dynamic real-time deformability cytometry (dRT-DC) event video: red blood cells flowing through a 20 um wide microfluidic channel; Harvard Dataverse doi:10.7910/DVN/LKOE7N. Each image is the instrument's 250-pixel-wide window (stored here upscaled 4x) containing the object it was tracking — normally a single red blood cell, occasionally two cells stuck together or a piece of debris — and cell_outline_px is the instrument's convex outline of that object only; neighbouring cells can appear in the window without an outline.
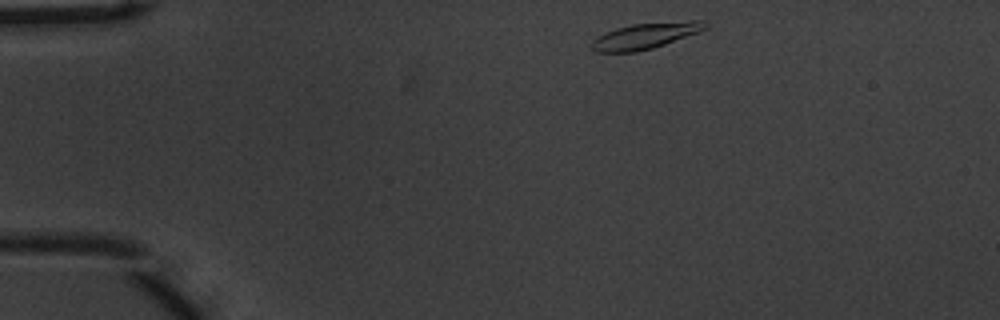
{"species": "common noctule bat (a hibernating species)", "species_latin": "Nyctalus noctula", "temperature_condition": "warm", "stored_images_in_passage": 46, "camera_frame_rate_fps": 3000, "um_per_image_px": 0.085, "animal": {"sex": "male", "body_mass_g": 20.1, "forearm_length_mm": 53.5}, "frame": {"image": 1, "passage_image": 1, "time_ms": 0.0, "image_size_px": [1000, 320], "cell_outline_px": [[708, 28], [700, 32], [652, 48], [636, 52], [596, 52], [592, 48], [592, 40], [604, 32], [616, 28], [632, 24], [692, 20], [704, 20], [708, 24]], "centroid_in_image_um": [54.89, 3.03], "position_along_channel_um": 30.1, "area_um2": 17.22}}
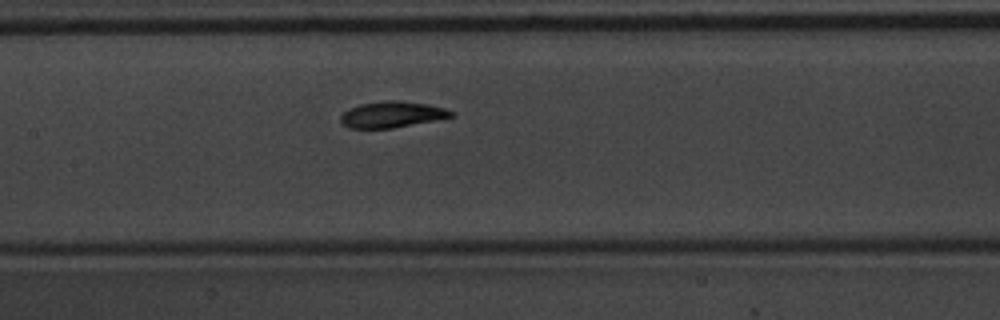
{"frame": {"image": 2, "passage_image": 18, "time_ms": 5.667, "image_size_px": [1000, 320], "cell_outline_px": [[456, 116], [392, 128], [348, 128], [340, 120], [340, 116], [348, 108], [360, 104], [384, 100], [396, 100], [428, 104], [444, 108], [456, 112]], "centroid_in_image_um": [33.33, 9.72], "position_along_channel_um": 174.1, "area_um2": 16.88}}
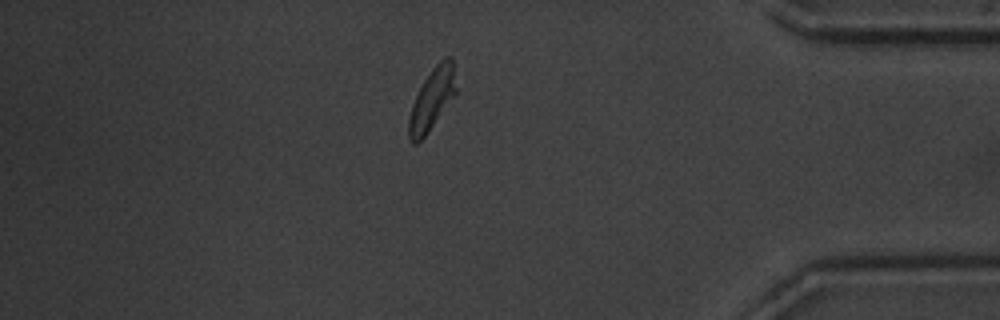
{"frame": {"image": 3, "passage_image": 39, "time_ms": 12.667, "image_size_px": [1000, 320], "cell_outline_px": [[456, 96], [424, 136], [416, 144], [412, 144], [408, 136], [408, 116], [412, 104], [424, 80], [432, 68], [444, 56], [452, 56], [456, 88]], "centroid_in_image_um": [36.72, 8.42], "position_along_channel_um": 398.5, "area_um2": 16.99}, "authors_computed_cell_mechanics": {"area_um2": 16.9643, "velocity_mm_per_s": 3.6409, "shape_relaxation_time_tau1_ms": 3.62, "shape_relaxation_time_tau2_ms": 1.391, "deformation_change_tau1": 0.1822, "deformation_change_tau2": 0.0693}}